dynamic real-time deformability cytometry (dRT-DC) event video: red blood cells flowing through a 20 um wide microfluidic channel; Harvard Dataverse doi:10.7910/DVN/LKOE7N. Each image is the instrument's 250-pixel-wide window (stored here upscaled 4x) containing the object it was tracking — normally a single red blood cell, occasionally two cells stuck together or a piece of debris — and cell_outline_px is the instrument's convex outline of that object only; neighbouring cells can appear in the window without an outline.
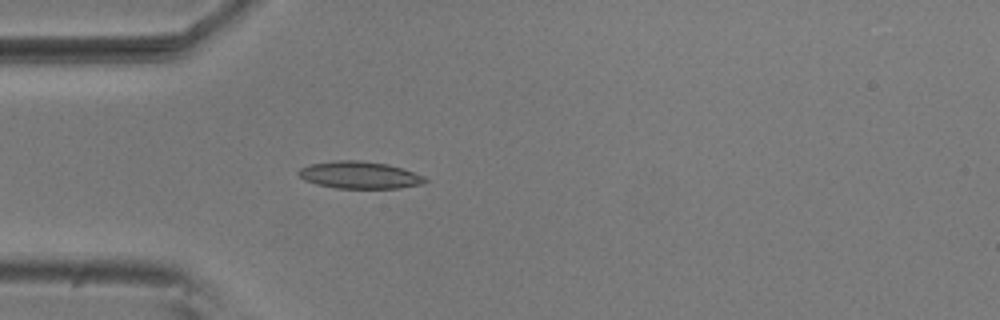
{"species": "common noctule bat (a hibernating species)", "species_latin": "Nyctalus noctula", "temperature_condition": "room temperature", "stored_images_in_passage": 4, "camera_frame_rate_fps": 3000, "um_per_image_px": 0.085, "animal": {"sex": "male", "body_mass_g": 20.5, "forearm_length_mm": 52.5}, "frame": {"image": 1, "passage_image": 4, "time_ms": 1.0, "image_size_px": [1000, 320], "cell_outline_px": [[428, 180], [424, 184], [400, 188], [336, 188], [316, 184], [304, 180], [296, 172], [300, 168], [312, 164], [336, 160], [360, 160], [388, 164], [404, 168], [424, 176]], "centroid_in_image_um": [30.59, 14.88], "position_along_channel_um": 54.4, "area_um2": 20.17}}